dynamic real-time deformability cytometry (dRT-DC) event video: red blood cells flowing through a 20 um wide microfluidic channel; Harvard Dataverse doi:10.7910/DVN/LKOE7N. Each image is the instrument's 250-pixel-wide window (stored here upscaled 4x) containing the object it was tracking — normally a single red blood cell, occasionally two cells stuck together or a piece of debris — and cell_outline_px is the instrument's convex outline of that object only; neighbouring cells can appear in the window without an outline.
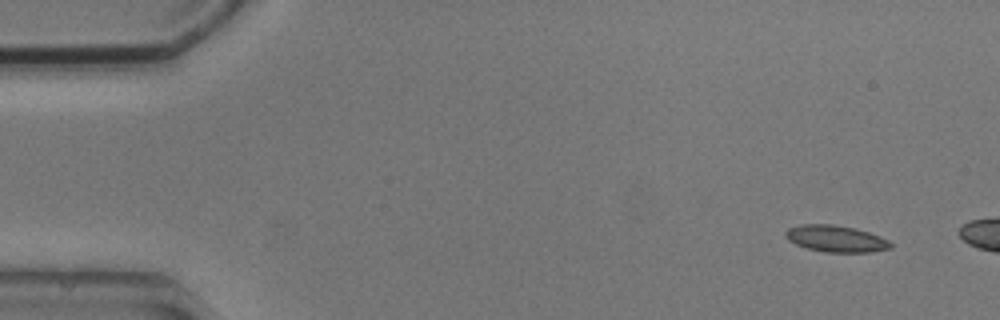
{"species": "common noctule bat (a hibernating species)", "species_latin": "Nyctalus noctula", "temperature_condition": "cold", "stored_images_in_passage": 4, "camera_frame_rate_fps": 3000, "um_per_image_px": 0.085, "animal": {"sex": "male", "body_mass_g": 20.5, "forearm_length_mm": 52.5}, "frame": {"image": 1, "passage_image": 1, "time_ms": 0.0, "image_size_px": [1000, 320], "cell_outline_px": [[892, 248], [868, 252], [824, 252], [808, 248], [796, 244], [788, 240], [784, 236], [784, 232], [788, 228], [800, 224], [832, 224], [856, 228], [880, 236], [888, 240], [892, 244]], "centroid_in_image_um": [71.03, 20.28], "position_along_channel_um": 14.0, "area_um2": 16.36}}